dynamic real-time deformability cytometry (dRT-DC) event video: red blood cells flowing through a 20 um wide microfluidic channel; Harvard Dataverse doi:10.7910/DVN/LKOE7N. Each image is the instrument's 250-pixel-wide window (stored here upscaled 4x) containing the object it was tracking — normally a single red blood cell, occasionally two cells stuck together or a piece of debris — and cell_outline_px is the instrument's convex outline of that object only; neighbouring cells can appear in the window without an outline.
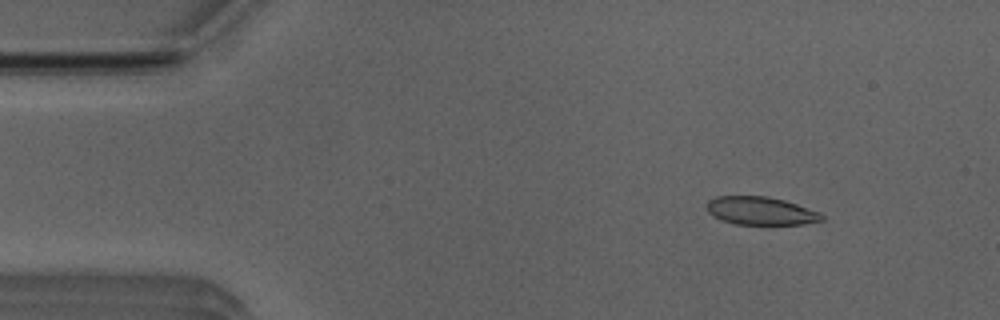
{"species": "Egyptian fruit bat (a non-hibernating species)", "species_latin": "Rousettus aegyptiacus", "temperature_condition": "room temperature", "stored_images_in_passage": 50, "camera_frame_rate_fps": 3000, "um_per_image_px": 0.085, "animal": {"sex": "male"}, "frame": {"image": 1, "passage_image": 5, "time_ms": 1.333, "image_size_px": [1000, 320], "cell_outline_px": [[824, 220], [804, 224], [736, 224], [720, 220], [712, 216], [708, 212], [708, 200], [716, 196], [768, 196], [784, 200], [820, 212], [824, 216]], "centroid_in_image_um": [64.66, 17.92], "position_along_channel_um": 20.3, "area_um2": 18.84}}
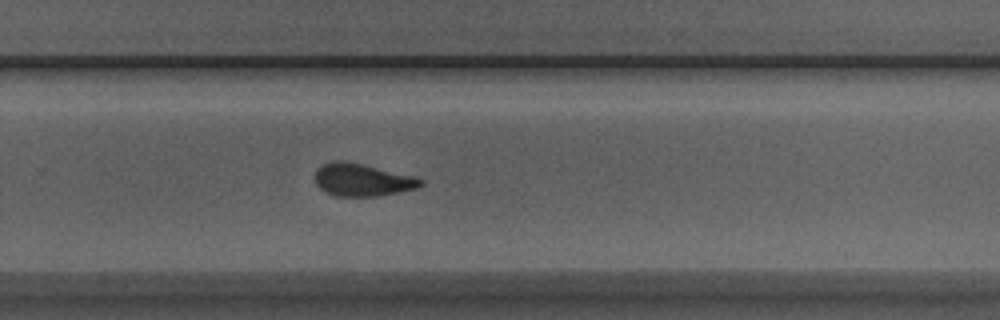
{"frame": {"image": 2, "passage_image": 32, "time_ms": 10.333, "image_size_px": [1000, 320], "cell_outline_px": [[424, 184], [416, 188], [380, 196], [336, 196], [320, 188], [316, 184], [316, 168], [332, 160], [344, 160], [416, 176], [424, 180]], "centroid_in_image_um": [30.81, 15.28], "position_along_channel_um": 299.0, "area_um2": 20.06}}
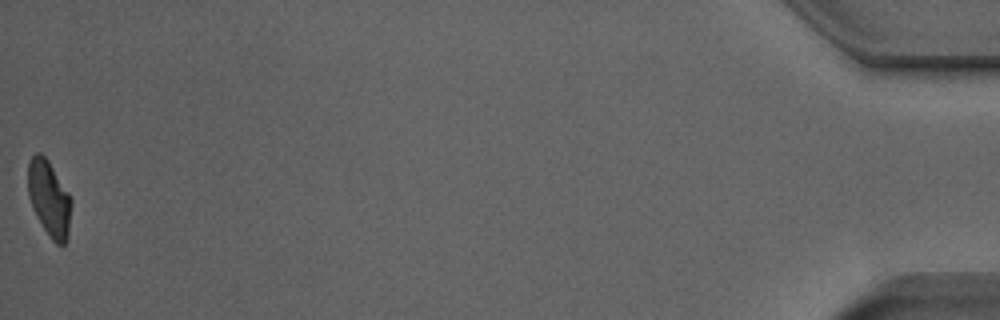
{"frame": {"image": 3, "passage_image": 50, "time_ms": 16.333, "image_size_px": [1000, 320], "cell_outline_px": [[72, 204], [68, 236], [64, 244], [56, 244], [52, 240], [44, 228], [32, 208], [28, 196], [28, 164], [32, 156], [36, 152], [40, 152], [48, 160], [68, 192], [72, 200]], "centroid_in_image_um": [4.18, 16.87], "position_along_channel_um": 431.0, "area_um2": 19.07}, "authors_computed_cell_mechanics": {"area_um2": 20.1144, "velocity_mm_per_s": 3.9735, "shape_relaxation_time_tau1_ms": 4.8622, "shape_relaxation_time_tau2_ms": 1.856, "deformation_change_tau1": 0.1333, "deformation_change_tau2": 0.0693}}